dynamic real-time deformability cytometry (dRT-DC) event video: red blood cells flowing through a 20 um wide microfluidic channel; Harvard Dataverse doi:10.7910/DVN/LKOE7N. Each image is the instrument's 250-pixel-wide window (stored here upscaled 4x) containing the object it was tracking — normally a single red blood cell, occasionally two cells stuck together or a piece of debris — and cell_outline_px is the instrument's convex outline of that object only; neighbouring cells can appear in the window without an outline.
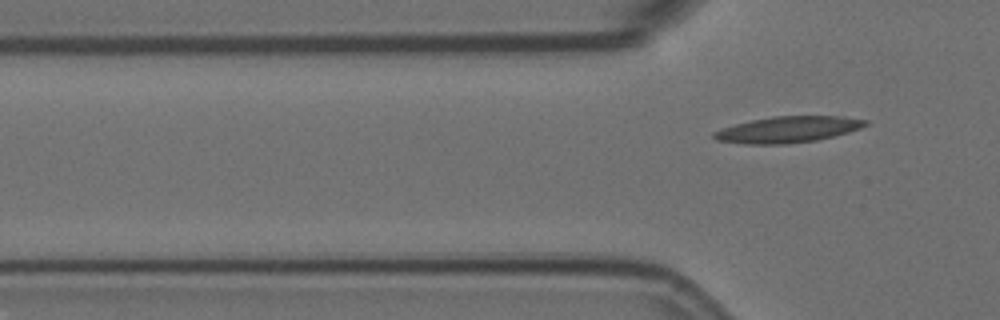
{"species": "Egyptian fruit bat (a non-hibernating species)", "species_latin": "Rousettus aegyptiacus", "temperature_condition": "room temperature", "stored_images_in_passage": 3, "segment_of_instrument_passage": [2, 2], "camera_frame_rate_fps": 3000, "um_per_image_px": 0.085, "animal": {"sex": "female"}, "frame": {"image": 1, "passage_image": 3, "time_ms": 0.667, "image_size_px": [1000, 320], "cell_outline_px": [[868, 124], [860, 128], [848, 132], [816, 140], [784, 144], [748, 144], [716, 140], [712, 136], [712, 132], [720, 128], [752, 120], [772, 116], [844, 116], [868, 120]], "centroid_in_image_um": [66.96, 11.0], "position_along_channel_um": 58.8, "area_um2": 23.06}}